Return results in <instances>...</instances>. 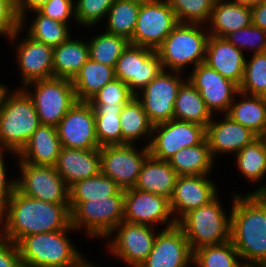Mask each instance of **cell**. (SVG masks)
I'll return each mask as SVG.
<instances>
[{"instance_id": "cell-52", "label": "cell", "mask_w": 266, "mask_h": 267, "mask_svg": "<svg viewBox=\"0 0 266 267\" xmlns=\"http://www.w3.org/2000/svg\"><path fill=\"white\" fill-rule=\"evenodd\" d=\"M250 194H253L266 208V188L257 190L255 192H250Z\"/></svg>"}, {"instance_id": "cell-31", "label": "cell", "mask_w": 266, "mask_h": 267, "mask_svg": "<svg viewBox=\"0 0 266 267\" xmlns=\"http://www.w3.org/2000/svg\"><path fill=\"white\" fill-rule=\"evenodd\" d=\"M168 163L178 175H210L216 165L206 139L196 146L180 149Z\"/></svg>"}, {"instance_id": "cell-49", "label": "cell", "mask_w": 266, "mask_h": 267, "mask_svg": "<svg viewBox=\"0 0 266 267\" xmlns=\"http://www.w3.org/2000/svg\"><path fill=\"white\" fill-rule=\"evenodd\" d=\"M0 267H23L17 244L0 235Z\"/></svg>"}, {"instance_id": "cell-20", "label": "cell", "mask_w": 266, "mask_h": 267, "mask_svg": "<svg viewBox=\"0 0 266 267\" xmlns=\"http://www.w3.org/2000/svg\"><path fill=\"white\" fill-rule=\"evenodd\" d=\"M210 175H179L170 208L176 222L186 213L209 204L218 196L219 189Z\"/></svg>"}, {"instance_id": "cell-47", "label": "cell", "mask_w": 266, "mask_h": 267, "mask_svg": "<svg viewBox=\"0 0 266 267\" xmlns=\"http://www.w3.org/2000/svg\"><path fill=\"white\" fill-rule=\"evenodd\" d=\"M19 27L17 0H0V35L8 39Z\"/></svg>"}, {"instance_id": "cell-37", "label": "cell", "mask_w": 266, "mask_h": 267, "mask_svg": "<svg viewBox=\"0 0 266 267\" xmlns=\"http://www.w3.org/2000/svg\"><path fill=\"white\" fill-rule=\"evenodd\" d=\"M140 6L127 0H114L104 20V31L123 36L129 41L136 28Z\"/></svg>"}, {"instance_id": "cell-9", "label": "cell", "mask_w": 266, "mask_h": 267, "mask_svg": "<svg viewBox=\"0 0 266 267\" xmlns=\"http://www.w3.org/2000/svg\"><path fill=\"white\" fill-rule=\"evenodd\" d=\"M157 231L150 225L122 221L105 239L108 254L127 267H139L150 254Z\"/></svg>"}, {"instance_id": "cell-2", "label": "cell", "mask_w": 266, "mask_h": 267, "mask_svg": "<svg viewBox=\"0 0 266 267\" xmlns=\"http://www.w3.org/2000/svg\"><path fill=\"white\" fill-rule=\"evenodd\" d=\"M232 192L230 241L244 266L266 267V208L249 192Z\"/></svg>"}, {"instance_id": "cell-53", "label": "cell", "mask_w": 266, "mask_h": 267, "mask_svg": "<svg viewBox=\"0 0 266 267\" xmlns=\"http://www.w3.org/2000/svg\"><path fill=\"white\" fill-rule=\"evenodd\" d=\"M7 84H3V82L0 83V109L2 108L3 101L6 97V95L11 91L9 90Z\"/></svg>"}, {"instance_id": "cell-13", "label": "cell", "mask_w": 266, "mask_h": 267, "mask_svg": "<svg viewBox=\"0 0 266 267\" xmlns=\"http://www.w3.org/2000/svg\"><path fill=\"white\" fill-rule=\"evenodd\" d=\"M206 139V127L193 122L171 119L153 125L149 154L168 161L182 148L196 146Z\"/></svg>"}, {"instance_id": "cell-27", "label": "cell", "mask_w": 266, "mask_h": 267, "mask_svg": "<svg viewBox=\"0 0 266 267\" xmlns=\"http://www.w3.org/2000/svg\"><path fill=\"white\" fill-rule=\"evenodd\" d=\"M178 176L168 161L156 159L149 154L142 164L134 188L161 195L170 200Z\"/></svg>"}, {"instance_id": "cell-55", "label": "cell", "mask_w": 266, "mask_h": 267, "mask_svg": "<svg viewBox=\"0 0 266 267\" xmlns=\"http://www.w3.org/2000/svg\"><path fill=\"white\" fill-rule=\"evenodd\" d=\"M231 1L237 2V3H240V4L250 5V6L260 2V0H231Z\"/></svg>"}, {"instance_id": "cell-5", "label": "cell", "mask_w": 266, "mask_h": 267, "mask_svg": "<svg viewBox=\"0 0 266 267\" xmlns=\"http://www.w3.org/2000/svg\"><path fill=\"white\" fill-rule=\"evenodd\" d=\"M11 91L0 109V148L17 155L41 124L28 94L22 88Z\"/></svg>"}, {"instance_id": "cell-15", "label": "cell", "mask_w": 266, "mask_h": 267, "mask_svg": "<svg viewBox=\"0 0 266 267\" xmlns=\"http://www.w3.org/2000/svg\"><path fill=\"white\" fill-rule=\"evenodd\" d=\"M23 30L19 27L7 41L13 43L14 56L22 82L18 88L36 81L53 78V47L38 42L28 35L20 38ZM20 38V40H18Z\"/></svg>"}, {"instance_id": "cell-18", "label": "cell", "mask_w": 266, "mask_h": 267, "mask_svg": "<svg viewBox=\"0 0 266 267\" xmlns=\"http://www.w3.org/2000/svg\"><path fill=\"white\" fill-rule=\"evenodd\" d=\"M189 73L187 79L200 92L211 115L227 114L231 103L239 92V86L205 63L198 64Z\"/></svg>"}, {"instance_id": "cell-22", "label": "cell", "mask_w": 266, "mask_h": 267, "mask_svg": "<svg viewBox=\"0 0 266 267\" xmlns=\"http://www.w3.org/2000/svg\"><path fill=\"white\" fill-rule=\"evenodd\" d=\"M212 116L206 127V140L209 145L212 158L216 161L217 156L236 154L247 144H250L258 136L250 129L233 121L226 114L221 119ZM219 154V155H218Z\"/></svg>"}, {"instance_id": "cell-45", "label": "cell", "mask_w": 266, "mask_h": 267, "mask_svg": "<svg viewBox=\"0 0 266 267\" xmlns=\"http://www.w3.org/2000/svg\"><path fill=\"white\" fill-rule=\"evenodd\" d=\"M225 39L244 53L266 52V31L253 24L229 33Z\"/></svg>"}, {"instance_id": "cell-7", "label": "cell", "mask_w": 266, "mask_h": 267, "mask_svg": "<svg viewBox=\"0 0 266 267\" xmlns=\"http://www.w3.org/2000/svg\"><path fill=\"white\" fill-rule=\"evenodd\" d=\"M22 89L32 99L42 125L56 127L78 101L70 79L53 77L36 80L26 84Z\"/></svg>"}, {"instance_id": "cell-29", "label": "cell", "mask_w": 266, "mask_h": 267, "mask_svg": "<svg viewBox=\"0 0 266 267\" xmlns=\"http://www.w3.org/2000/svg\"><path fill=\"white\" fill-rule=\"evenodd\" d=\"M88 59L87 40L70 36L53 49V77L72 80Z\"/></svg>"}, {"instance_id": "cell-56", "label": "cell", "mask_w": 266, "mask_h": 267, "mask_svg": "<svg viewBox=\"0 0 266 267\" xmlns=\"http://www.w3.org/2000/svg\"><path fill=\"white\" fill-rule=\"evenodd\" d=\"M127 1H131V2L136 3V4L143 5V4L151 2L153 0H127Z\"/></svg>"}, {"instance_id": "cell-39", "label": "cell", "mask_w": 266, "mask_h": 267, "mask_svg": "<svg viewBox=\"0 0 266 267\" xmlns=\"http://www.w3.org/2000/svg\"><path fill=\"white\" fill-rule=\"evenodd\" d=\"M102 31L87 40L89 58L115 68L117 60L128 46L129 41L123 36Z\"/></svg>"}, {"instance_id": "cell-36", "label": "cell", "mask_w": 266, "mask_h": 267, "mask_svg": "<svg viewBox=\"0 0 266 267\" xmlns=\"http://www.w3.org/2000/svg\"><path fill=\"white\" fill-rule=\"evenodd\" d=\"M29 13L34 14L32 15L34 16L32 17L33 20L31 21V23H28L30 24V26H28L27 23H20V28L23 31L25 29L28 30L26 32V35H28L32 39L54 48L59 46L71 35H73L70 32V25L55 21L45 15H42L38 10H34Z\"/></svg>"}, {"instance_id": "cell-41", "label": "cell", "mask_w": 266, "mask_h": 267, "mask_svg": "<svg viewBox=\"0 0 266 267\" xmlns=\"http://www.w3.org/2000/svg\"><path fill=\"white\" fill-rule=\"evenodd\" d=\"M99 146L122 144L120 113L122 108L93 109Z\"/></svg>"}, {"instance_id": "cell-21", "label": "cell", "mask_w": 266, "mask_h": 267, "mask_svg": "<svg viewBox=\"0 0 266 267\" xmlns=\"http://www.w3.org/2000/svg\"><path fill=\"white\" fill-rule=\"evenodd\" d=\"M192 260L189 242L176 224L160 228L150 254L139 267H190Z\"/></svg>"}, {"instance_id": "cell-23", "label": "cell", "mask_w": 266, "mask_h": 267, "mask_svg": "<svg viewBox=\"0 0 266 267\" xmlns=\"http://www.w3.org/2000/svg\"><path fill=\"white\" fill-rule=\"evenodd\" d=\"M246 57L225 38L209 35L204 63L238 86L243 79Z\"/></svg>"}, {"instance_id": "cell-6", "label": "cell", "mask_w": 266, "mask_h": 267, "mask_svg": "<svg viewBox=\"0 0 266 267\" xmlns=\"http://www.w3.org/2000/svg\"><path fill=\"white\" fill-rule=\"evenodd\" d=\"M220 202L218 195L209 204L189 211L177 222L192 252L230 240L231 209L228 215Z\"/></svg>"}, {"instance_id": "cell-43", "label": "cell", "mask_w": 266, "mask_h": 267, "mask_svg": "<svg viewBox=\"0 0 266 267\" xmlns=\"http://www.w3.org/2000/svg\"><path fill=\"white\" fill-rule=\"evenodd\" d=\"M178 23L209 22L216 0H167Z\"/></svg>"}, {"instance_id": "cell-30", "label": "cell", "mask_w": 266, "mask_h": 267, "mask_svg": "<svg viewBox=\"0 0 266 267\" xmlns=\"http://www.w3.org/2000/svg\"><path fill=\"white\" fill-rule=\"evenodd\" d=\"M114 78V67L104 65L89 58L71 81L77 100L88 102Z\"/></svg>"}, {"instance_id": "cell-26", "label": "cell", "mask_w": 266, "mask_h": 267, "mask_svg": "<svg viewBox=\"0 0 266 267\" xmlns=\"http://www.w3.org/2000/svg\"><path fill=\"white\" fill-rule=\"evenodd\" d=\"M61 147L56 127L41 124L15 159L34 165L54 166Z\"/></svg>"}, {"instance_id": "cell-17", "label": "cell", "mask_w": 266, "mask_h": 267, "mask_svg": "<svg viewBox=\"0 0 266 267\" xmlns=\"http://www.w3.org/2000/svg\"><path fill=\"white\" fill-rule=\"evenodd\" d=\"M123 221L156 228L160 224L164 226L163 229L177 224L172 215L168 198L134 187L124 190Z\"/></svg>"}, {"instance_id": "cell-19", "label": "cell", "mask_w": 266, "mask_h": 267, "mask_svg": "<svg viewBox=\"0 0 266 267\" xmlns=\"http://www.w3.org/2000/svg\"><path fill=\"white\" fill-rule=\"evenodd\" d=\"M62 147L100 149L96 138L94 110L88 102L77 101L56 126Z\"/></svg>"}, {"instance_id": "cell-40", "label": "cell", "mask_w": 266, "mask_h": 267, "mask_svg": "<svg viewBox=\"0 0 266 267\" xmlns=\"http://www.w3.org/2000/svg\"><path fill=\"white\" fill-rule=\"evenodd\" d=\"M250 56V60L247 59ZM246 57L244 74L239 91L248 95L266 97V52Z\"/></svg>"}, {"instance_id": "cell-35", "label": "cell", "mask_w": 266, "mask_h": 267, "mask_svg": "<svg viewBox=\"0 0 266 267\" xmlns=\"http://www.w3.org/2000/svg\"><path fill=\"white\" fill-rule=\"evenodd\" d=\"M113 195H124V190L101 172L96 176L77 181L69 187L70 213L81 202L108 199V196Z\"/></svg>"}, {"instance_id": "cell-4", "label": "cell", "mask_w": 266, "mask_h": 267, "mask_svg": "<svg viewBox=\"0 0 266 267\" xmlns=\"http://www.w3.org/2000/svg\"><path fill=\"white\" fill-rule=\"evenodd\" d=\"M208 38L205 24L178 23L156 49L162 68L184 73L204 63Z\"/></svg>"}, {"instance_id": "cell-1", "label": "cell", "mask_w": 266, "mask_h": 267, "mask_svg": "<svg viewBox=\"0 0 266 267\" xmlns=\"http://www.w3.org/2000/svg\"><path fill=\"white\" fill-rule=\"evenodd\" d=\"M70 224L69 204L44 202L16 188L0 210V235L15 244L23 237L64 230Z\"/></svg>"}, {"instance_id": "cell-24", "label": "cell", "mask_w": 266, "mask_h": 267, "mask_svg": "<svg viewBox=\"0 0 266 267\" xmlns=\"http://www.w3.org/2000/svg\"><path fill=\"white\" fill-rule=\"evenodd\" d=\"M54 167L70 187L77 181L96 176L101 172L100 149L61 147Z\"/></svg>"}, {"instance_id": "cell-32", "label": "cell", "mask_w": 266, "mask_h": 267, "mask_svg": "<svg viewBox=\"0 0 266 267\" xmlns=\"http://www.w3.org/2000/svg\"><path fill=\"white\" fill-rule=\"evenodd\" d=\"M119 116L122 144H137V141H143V138H145V146L148 147L153 124L149 121L141 102L136 96L123 106Z\"/></svg>"}, {"instance_id": "cell-54", "label": "cell", "mask_w": 266, "mask_h": 267, "mask_svg": "<svg viewBox=\"0 0 266 267\" xmlns=\"http://www.w3.org/2000/svg\"><path fill=\"white\" fill-rule=\"evenodd\" d=\"M93 261H88L87 258H85L77 267H101L98 266V265H94V262L92 263Z\"/></svg>"}, {"instance_id": "cell-34", "label": "cell", "mask_w": 266, "mask_h": 267, "mask_svg": "<svg viewBox=\"0 0 266 267\" xmlns=\"http://www.w3.org/2000/svg\"><path fill=\"white\" fill-rule=\"evenodd\" d=\"M173 119L207 127L212 119L200 92L186 79L179 87L174 104Z\"/></svg>"}, {"instance_id": "cell-11", "label": "cell", "mask_w": 266, "mask_h": 267, "mask_svg": "<svg viewBox=\"0 0 266 267\" xmlns=\"http://www.w3.org/2000/svg\"><path fill=\"white\" fill-rule=\"evenodd\" d=\"M184 75L182 72L163 69L135 95L153 125L173 119L179 87L187 79Z\"/></svg>"}, {"instance_id": "cell-10", "label": "cell", "mask_w": 266, "mask_h": 267, "mask_svg": "<svg viewBox=\"0 0 266 267\" xmlns=\"http://www.w3.org/2000/svg\"><path fill=\"white\" fill-rule=\"evenodd\" d=\"M14 161L21 175L15 177L19 192L44 202L69 204V187L54 166Z\"/></svg>"}, {"instance_id": "cell-33", "label": "cell", "mask_w": 266, "mask_h": 267, "mask_svg": "<svg viewBox=\"0 0 266 267\" xmlns=\"http://www.w3.org/2000/svg\"><path fill=\"white\" fill-rule=\"evenodd\" d=\"M234 159L239 173H241L249 183H259L266 176V137H257L250 144H247L242 150L236 153ZM266 188L259 186L253 192Z\"/></svg>"}, {"instance_id": "cell-12", "label": "cell", "mask_w": 266, "mask_h": 267, "mask_svg": "<svg viewBox=\"0 0 266 267\" xmlns=\"http://www.w3.org/2000/svg\"><path fill=\"white\" fill-rule=\"evenodd\" d=\"M136 144H116L100 147L101 173L112 179L121 189L133 188L139 177L149 148Z\"/></svg>"}, {"instance_id": "cell-38", "label": "cell", "mask_w": 266, "mask_h": 267, "mask_svg": "<svg viewBox=\"0 0 266 267\" xmlns=\"http://www.w3.org/2000/svg\"><path fill=\"white\" fill-rule=\"evenodd\" d=\"M230 240L193 251L194 267H245Z\"/></svg>"}, {"instance_id": "cell-3", "label": "cell", "mask_w": 266, "mask_h": 267, "mask_svg": "<svg viewBox=\"0 0 266 267\" xmlns=\"http://www.w3.org/2000/svg\"><path fill=\"white\" fill-rule=\"evenodd\" d=\"M70 232H77L71 224L64 230L23 237L17 243L22 266L77 267L86 256L73 245Z\"/></svg>"}, {"instance_id": "cell-48", "label": "cell", "mask_w": 266, "mask_h": 267, "mask_svg": "<svg viewBox=\"0 0 266 267\" xmlns=\"http://www.w3.org/2000/svg\"><path fill=\"white\" fill-rule=\"evenodd\" d=\"M6 152L10 153V155L12 154L14 157L16 156V154L0 148V210L5 206L6 202L12 195V192L15 189L16 180L14 176L11 178L8 175L10 173L7 171L6 160H4Z\"/></svg>"}, {"instance_id": "cell-46", "label": "cell", "mask_w": 266, "mask_h": 267, "mask_svg": "<svg viewBox=\"0 0 266 267\" xmlns=\"http://www.w3.org/2000/svg\"><path fill=\"white\" fill-rule=\"evenodd\" d=\"M74 1L75 0H48L37 10L42 15L55 21L63 22L68 25L71 22L76 24ZM69 20H71V22Z\"/></svg>"}, {"instance_id": "cell-14", "label": "cell", "mask_w": 266, "mask_h": 267, "mask_svg": "<svg viewBox=\"0 0 266 267\" xmlns=\"http://www.w3.org/2000/svg\"><path fill=\"white\" fill-rule=\"evenodd\" d=\"M178 24L167 0H153L140 6L130 44L156 50Z\"/></svg>"}, {"instance_id": "cell-16", "label": "cell", "mask_w": 266, "mask_h": 267, "mask_svg": "<svg viewBox=\"0 0 266 267\" xmlns=\"http://www.w3.org/2000/svg\"><path fill=\"white\" fill-rule=\"evenodd\" d=\"M115 78L126 83L137 95L161 70V61L156 50L128 44L117 60Z\"/></svg>"}, {"instance_id": "cell-8", "label": "cell", "mask_w": 266, "mask_h": 267, "mask_svg": "<svg viewBox=\"0 0 266 267\" xmlns=\"http://www.w3.org/2000/svg\"><path fill=\"white\" fill-rule=\"evenodd\" d=\"M124 218V195L81 202L71 212V226L89 239L105 240Z\"/></svg>"}, {"instance_id": "cell-50", "label": "cell", "mask_w": 266, "mask_h": 267, "mask_svg": "<svg viewBox=\"0 0 266 267\" xmlns=\"http://www.w3.org/2000/svg\"><path fill=\"white\" fill-rule=\"evenodd\" d=\"M47 1L48 0H17V13L20 23H26V18L29 15V11L31 12L39 9Z\"/></svg>"}, {"instance_id": "cell-42", "label": "cell", "mask_w": 266, "mask_h": 267, "mask_svg": "<svg viewBox=\"0 0 266 267\" xmlns=\"http://www.w3.org/2000/svg\"><path fill=\"white\" fill-rule=\"evenodd\" d=\"M135 95L128 85L118 78H114L100 89L89 101L93 109L123 108Z\"/></svg>"}, {"instance_id": "cell-51", "label": "cell", "mask_w": 266, "mask_h": 267, "mask_svg": "<svg viewBox=\"0 0 266 267\" xmlns=\"http://www.w3.org/2000/svg\"><path fill=\"white\" fill-rule=\"evenodd\" d=\"M252 24L266 31V3L259 2L251 6Z\"/></svg>"}, {"instance_id": "cell-28", "label": "cell", "mask_w": 266, "mask_h": 267, "mask_svg": "<svg viewBox=\"0 0 266 267\" xmlns=\"http://www.w3.org/2000/svg\"><path fill=\"white\" fill-rule=\"evenodd\" d=\"M226 115L258 137H266V97L239 91Z\"/></svg>"}, {"instance_id": "cell-25", "label": "cell", "mask_w": 266, "mask_h": 267, "mask_svg": "<svg viewBox=\"0 0 266 267\" xmlns=\"http://www.w3.org/2000/svg\"><path fill=\"white\" fill-rule=\"evenodd\" d=\"M252 24L250 5L231 0H216L209 22L206 24L209 35L225 38L229 33Z\"/></svg>"}, {"instance_id": "cell-44", "label": "cell", "mask_w": 266, "mask_h": 267, "mask_svg": "<svg viewBox=\"0 0 266 267\" xmlns=\"http://www.w3.org/2000/svg\"><path fill=\"white\" fill-rule=\"evenodd\" d=\"M113 3L114 0L74 1L76 25L78 27H85V29L89 28L88 30H93L96 25L98 26L102 21H104Z\"/></svg>"}]
</instances>
